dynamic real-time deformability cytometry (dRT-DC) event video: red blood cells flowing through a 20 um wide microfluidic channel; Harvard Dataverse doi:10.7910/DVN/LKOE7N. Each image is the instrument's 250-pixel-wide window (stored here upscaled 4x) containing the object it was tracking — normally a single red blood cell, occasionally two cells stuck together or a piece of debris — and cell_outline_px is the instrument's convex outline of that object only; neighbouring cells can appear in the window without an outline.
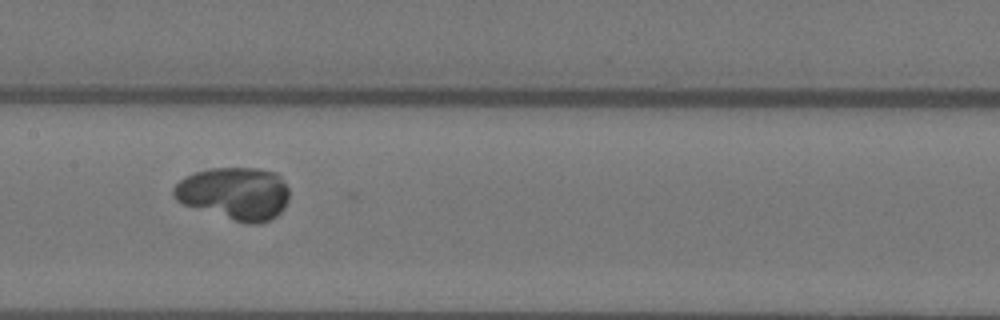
{"species": "Egyptian fruit bat (a non-hibernating species)", "species_latin": "Rousettus aegyptiacus", "temperature_condition": "warm", "stored_images_in_passage": 33, "camera_frame_rate_fps": 3000, "um_per_image_px": 0.085, "animal": {"sex": "female"}, "frame": {"image": 1, "passage_image": 17, "time_ms": 5.333, "image_size_px": [1000, 320], "cell_outline_px": [[288, 200], [284, 208], [276, 216], [260, 224], [248, 224], [184, 204], [176, 200], [172, 192], [172, 188], [184, 176], [196, 172], [212, 168], [256, 168], [276, 172], [280, 176], [288, 188]], "centroid_in_image_um": [19.95, 16.43], "position_along_channel_um": 187.5, "area_um2": 35.26}}
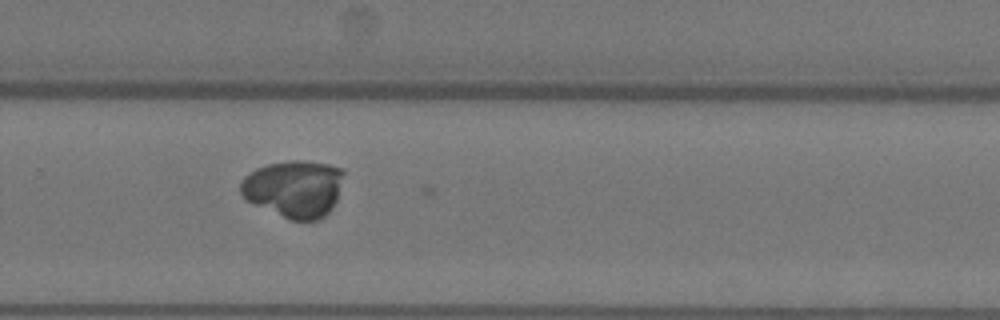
{"frame": {"image": 2, "passage_image": 27, "time_ms": 8.667, "image_size_px": [1000, 320], "cell_outline_px": [[344, 172], [336, 200], [332, 208], [324, 216], [316, 220], [288, 220], [248, 200], [240, 192], [240, 184], [244, 176], [256, 168], [268, 164], [292, 160], [304, 160], [328, 164], [344, 168]], "centroid_in_image_um": [25.0, 16.02], "position_along_channel_um": 304.8, "area_um2": 34.28}}
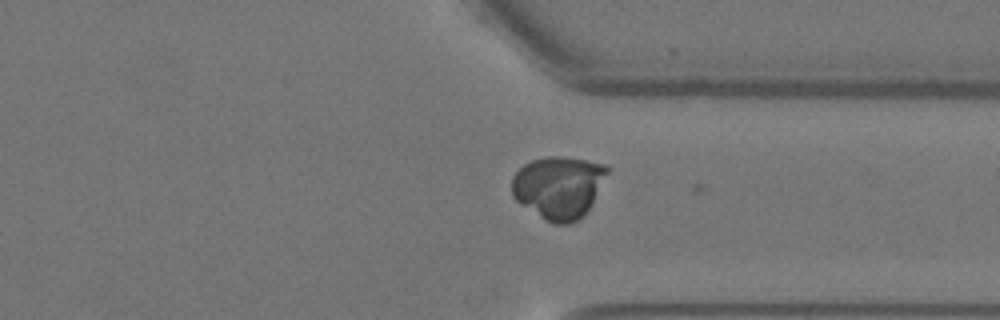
{"frame": {"image": 3, "passage_image": 32, "time_ms": 10.333, "image_size_px": [1000, 320], "cell_outline_px": [[608, 172], [588, 208], [576, 220], [568, 224], [556, 224], [540, 216], [516, 200], [512, 196], [512, 176], [524, 164], [532, 160], [548, 156], [560, 156], [584, 160], [604, 164], [608, 168]], "centroid_in_image_um": [47.44, 15.88], "position_along_channel_um": 364.0, "area_um2": 33.99}}